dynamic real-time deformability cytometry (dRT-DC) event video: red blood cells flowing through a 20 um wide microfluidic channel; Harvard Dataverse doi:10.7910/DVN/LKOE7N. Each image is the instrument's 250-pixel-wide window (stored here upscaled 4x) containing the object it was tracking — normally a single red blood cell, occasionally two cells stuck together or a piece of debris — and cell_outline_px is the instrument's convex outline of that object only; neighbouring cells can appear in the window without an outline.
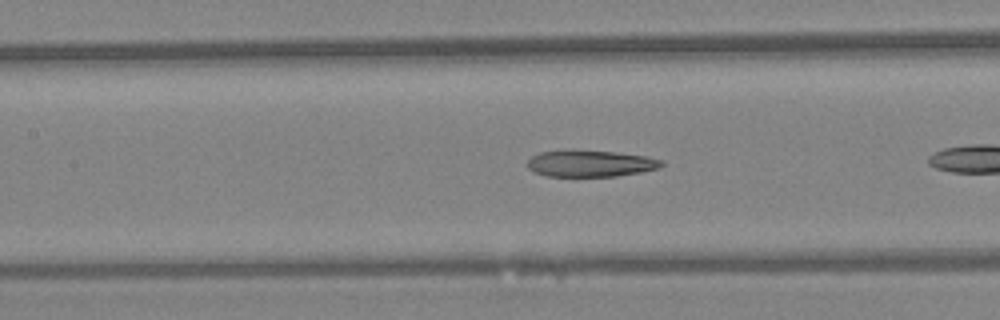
{"species": "Egyptian fruit bat (a non-hibernating species)", "species_latin": "Rousettus aegyptiacus", "temperature_condition": "warm", "stored_images_in_passage": 12, "camera_frame_rate_fps": 3000, "um_per_image_px": 0.085, "animal": {"sex": "female"}, "frame": {"image": 1, "passage_image": 7, "time_ms": 2.0, "image_size_px": [1000, 320], "cell_outline_px": [[664, 164], [660, 168], [640, 172], [616, 176], [548, 176], [532, 172], [528, 168], [528, 160], [532, 156], [540, 152], [616, 152], [644, 156], [664, 160]], "centroid_in_image_um": [50.23, 13.93], "position_along_channel_um": 157.2, "area_um2": 20.11}}
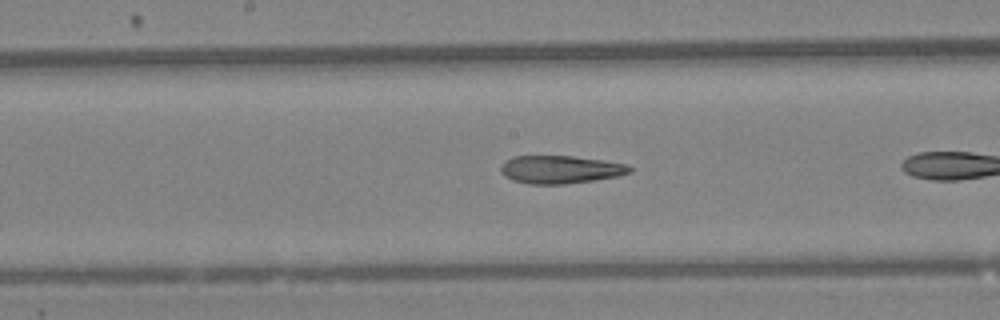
{"frame": {"image": 2, "passage_image": 10, "time_ms": 3.0, "image_size_px": [1000, 320], "cell_outline_px": [[632, 172], [620, 176], [596, 180], [564, 184], [528, 184], [512, 180], [504, 176], [500, 172], [500, 168], [512, 156], [572, 156], [604, 160], [628, 164], [632, 168]], "centroid_in_image_um": [47.67, 14.41], "position_along_channel_um": 200.5, "area_um2": 21.15}}